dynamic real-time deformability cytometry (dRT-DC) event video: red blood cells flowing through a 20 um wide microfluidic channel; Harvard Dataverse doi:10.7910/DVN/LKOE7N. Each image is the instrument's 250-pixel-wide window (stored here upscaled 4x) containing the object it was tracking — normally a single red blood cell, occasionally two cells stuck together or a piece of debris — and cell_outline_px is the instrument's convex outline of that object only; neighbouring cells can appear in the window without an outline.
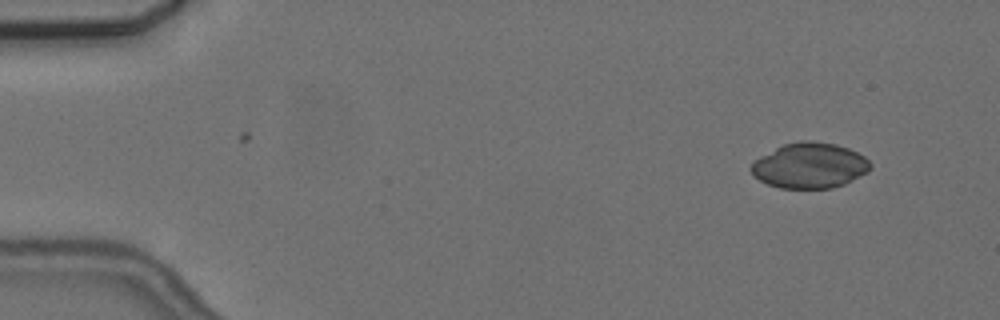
{"species": "common noctule bat (a hibernating species)", "species_latin": "Nyctalus noctula", "temperature_condition": "cold", "stored_images_in_passage": 5, "camera_frame_rate_fps": 3000, "um_per_image_px": 0.085, "animal": {"sex": "female", "body_mass_g": 24.6, "forearm_length_mm": 56.2}, "frame": {"image": 1, "passage_image": 1, "time_ms": 0.0, "image_size_px": [1000, 320], "cell_outline_px": [[872, 168], [868, 172], [844, 184], [832, 188], [780, 188], [768, 184], [752, 176], [748, 168], [760, 156], [784, 144], [800, 140], [812, 140], [836, 144], [848, 148], [864, 156], [872, 164]], "centroid_in_image_um": [68.82, 14.07], "position_along_channel_um": 16.2, "area_um2": 31.73}}
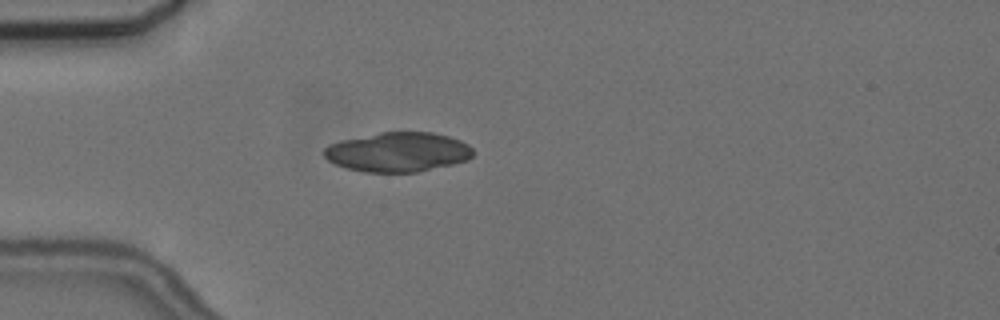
{"frame": {"image": 2, "passage_image": 4, "time_ms": 3.667, "image_size_px": [1000, 320], "cell_outline_px": [[476, 152], [468, 160], [452, 164], [416, 172], [364, 172], [348, 168], [336, 164], [328, 160], [324, 156], [324, 148], [328, 144], [340, 140], [380, 132], [432, 132], [448, 136], [460, 140], [468, 144]], "centroid_in_image_um": [33.83, 12.91], "position_along_channel_um": 51.2, "area_um2": 34.39}}